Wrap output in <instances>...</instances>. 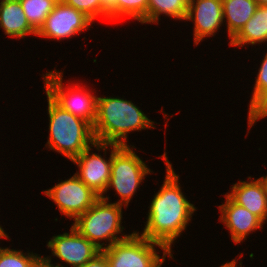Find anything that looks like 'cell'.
<instances>
[{"mask_svg": "<svg viewBox=\"0 0 267 267\" xmlns=\"http://www.w3.org/2000/svg\"><path fill=\"white\" fill-rule=\"evenodd\" d=\"M94 147L103 149L106 151L107 147H112V165H111V176L107 186L108 188L113 187L121 199L117 202L123 206H128L132 196L136 192L138 186L144 180L146 174L151 172L146 164L138 157L130 146H119L116 144H106L95 142Z\"/></svg>", "mask_w": 267, "mask_h": 267, "instance_id": "obj_5", "label": "cell"}, {"mask_svg": "<svg viewBox=\"0 0 267 267\" xmlns=\"http://www.w3.org/2000/svg\"><path fill=\"white\" fill-rule=\"evenodd\" d=\"M49 131L46 143L49 148L72 160L96 141L92 126L59 106L47 93Z\"/></svg>", "mask_w": 267, "mask_h": 267, "instance_id": "obj_3", "label": "cell"}, {"mask_svg": "<svg viewBox=\"0 0 267 267\" xmlns=\"http://www.w3.org/2000/svg\"><path fill=\"white\" fill-rule=\"evenodd\" d=\"M9 238V236L4 232L3 228L0 226V238Z\"/></svg>", "mask_w": 267, "mask_h": 267, "instance_id": "obj_29", "label": "cell"}, {"mask_svg": "<svg viewBox=\"0 0 267 267\" xmlns=\"http://www.w3.org/2000/svg\"><path fill=\"white\" fill-rule=\"evenodd\" d=\"M267 41V6L259 5L243 28L230 40V46H243Z\"/></svg>", "mask_w": 267, "mask_h": 267, "instance_id": "obj_17", "label": "cell"}, {"mask_svg": "<svg viewBox=\"0 0 267 267\" xmlns=\"http://www.w3.org/2000/svg\"><path fill=\"white\" fill-rule=\"evenodd\" d=\"M264 117H267V91L249 108V127L251 128L256 120Z\"/></svg>", "mask_w": 267, "mask_h": 267, "instance_id": "obj_24", "label": "cell"}, {"mask_svg": "<svg viewBox=\"0 0 267 267\" xmlns=\"http://www.w3.org/2000/svg\"><path fill=\"white\" fill-rule=\"evenodd\" d=\"M102 6L109 12L116 3V0H101Z\"/></svg>", "mask_w": 267, "mask_h": 267, "instance_id": "obj_27", "label": "cell"}, {"mask_svg": "<svg viewBox=\"0 0 267 267\" xmlns=\"http://www.w3.org/2000/svg\"><path fill=\"white\" fill-rule=\"evenodd\" d=\"M69 233L53 236L47 247L62 261L80 267L101 252L94 243L82 236L73 226Z\"/></svg>", "mask_w": 267, "mask_h": 267, "instance_id": "obj_10", "label": "cell"}, {"mask_svg": "<svg viewBox=\"0 0 267 267\" xmlns=\"http://www.w3.org/2000/svg\"><path fill=\"white\" fill-rule=\"evenodd\" d=\"M41 257L0 247V267H32Z\"/></svg>", "mask_w": 267, "mask_h": 267, "instance_id": "obj_21", "label": "cell"}, {"mask_svg": "<svg viewBox=\"0 0 267 267\" xmlns=\"http://www.w3.org/2000/svg\"><path fill=\"white\" fill-rule=\"evenodd\" d=\"M80 267H110L105 254L101 251L94 258Z\"/></svg>", "mask_w": 267, "mask_h": 267, "instance_id": "obj_25", "label": "cell"}, {"mask_svg": "<svg viewBox=\"0 0 267 267\" xmlns=\"http://www.w3.org/2000/svg\"><path fill=\"white\" fill-rule=\"evenodd\" d=\"M189 0H148L146 23H158L159 15L185 20Z\"/></svg>", "mask_w": 267, "mask_h": 267, "instance_id": "obj_18", "label": "cell"}, {"mask_svg": "<svg viewBox=\"0 0 267 267\" xmlns=\"http://www.w3.org/2000/svg\"><path fill=\"white\" fill-rule=\"evenodd\" d=\"M30 26L38 32L56 2L53 0H19Z\"/></svg>", "mask_w": 267, "mask_h": 267, "instance_id": "obj_19", "label": "cell"}, {"mask_svg": "<svg viewBox=\"0 0 267 267\" xmlns=\"http://www.w3.org/2000/svg\"><path fill=\"white\" fill-rule=\"evenodd\" d=\"M148 0H116L115 5L109 11V20H114L129 16L139 22L146 23V12Z\"/></svg>", "mask_w": 267, "mask_h": 267, "instance_id": "obj_20", "label": "cell"}, {"mask_svg": "<svg viewBox=\"0 0 267 267\" xmlns=\"http://www.w3.org/2000/svg\"><path fill=\"white\" fill-rule=\"evenodd\" d=\"M162 158L166 163L167 174L161 189L152 200L141 236L163 245L171 253V244L186 229L196 208L181 192L179 176L175 174L166 153Z\"/></svg>", "mask_w": 267, "mask_h": 267, "instance_id": "obj_1", "label": "cell"}, {"mask_svg": "<svg viewBox=\"0 0 267 267\" xmlns=\"http://www.w3.org/2000/svg\"><path fill=\"white\" fill-rule=\"evenodd\" d=\"M155 245L164 250L162 259L155 251ZM101 251L110 267H161L166 255L171 258L173 256L163 245L150 241L137 232Z\"/></svg>", "mask_w": 267, "mask_h": 267, "instance_id": "obj_6", "label": "cell"}, {"mask_svg": "<svg viewBox=\"0 0 267 267\" xmlns=\"http://www.w3.org/2000/svg\"><path fill=\"white\" fill-rule=\"evenodd\" d=\"M109 197L101 196L85 213L74 222L73 227L99 249L113 245L130 235L119 237L116 235L124 229L121 227L122 205L108 203ZM122 228V229H121ZM108 240L109 244L103 247L100 241Z\"/></svg>", "mask_w": 267, "mask_h": 267, "instance_id": "obj_4", "label": "cell"}, {"mask_svg": "<svg viewBox=\"0 0 267 267\" xmlns=\"http://www.w3.org/2000/svg\"><path fill=\"white\" fill-rule=\"evenodd\" d=\"M32 267H60V265L54 266L51 264V258L41 257Z\"/></svg>", "mask_w": 267, "mask_h": 267, "instance_id": "obj_26", "label": "cell"}, {"mask_svg": "<svg viewBox=\"0 0 267 267\" xmlns=\"http://www.w3.org/2000/svg\"><path fill=\"white\" fill-rule=\"evenodd\" d=\"M262 183L264 184L265 190H266V194H267V176L266 177H261L260 178Z\"/></svg>", "mask_w": 267, "mask_h": 267, "instance_id": "obj_30", "label": "cell"}, {"mask_svg": "<svg viewBox=\"0 0 267 267\" xmlns=\"http://www.w3.org/2000/svg\"><path fill=\"white\" fill-rule=\"evenodd\" d=\"M185 20L194 21V43L198 45L204 37L213 36L222 25V0H189Z\"/></svg>", "mask_w": 267, "mask_h": 267, "instance_id": "obj_11", "label": "cell"}, {"mask_svg": "<svg viewBox=\"0 0 267 267\" xmlns=\"http://www.w3.org/2000/svg\"><path fill=\"white\" fill-rule=\"evenodd\" d=\"M0 27L6 35L13 38H24L27 34L37 35L28 23L19 0H1Z\"/></svg>", "mask_w": 267, "mask_h": 267, "instance_id": "obj_15", "label": "cell"}, {"mask_svg": "<svg viewBox=\"0 0 267 267\" xmlns=\"http://www.w3.org/2000/svg\"><path fill=\"white\" fill-rule=\"evenodd\" d=\"M44 194L57 204L62 214L74 221L100 198L76 175L45 190Z\"/></svg>", "mask_w": 267, "mask_h": 267, "instance_id": "obj_8", "label": "cell"}, {"mask_svg": "<svg viewBox=\"0 0 267 267\" xmlns=\"http://www.w3.org/2000/svg\"><path fill=\"white\" fill-rule=\"evenodd\" d=\"M232 192L227 194L235 203L245 207L263 223L267 219V194L261 179L239 181L233 184Z\"/></svg>", "mask_w": 267, "mask_h": 267, "instance_id": "obj_14", "label": "cell"}, {"mask_svg": "<svg viewBox=\"0 0 267 267\" xmlns=\"http://www.w3.org/2000/svg\"><path fill=\"white\" fill-rule=\"evenodd\" d=\"M153 121L131 101L97 97L96 119L92 126L96 142L127 146V134L155 128Z\"/></svg>", "mask_w": 267, "mask_h": 267, "instance_id": "obj_2", "label": "cell"}, {"mask_svg": "<svg viewBox=\"0 0 267 267\" xmlns=\"http://www.w3.org/2000/svg\"><path fill=\"white\" fill-rule=\"evenodd\" d=\"M91 146L71 161L77 164L80 173L75 175L100 197L107 192L111 176L112 150L109 160L96 153L90 155Z\"/></svg>", "mask_w": 267, "mask_h": 267, "instance_id": "obj_12", "label": "cell"}, {"mask_svg": "<svg viewBox=\"0 0 267 267\" xmlns=\"http://www.w3.org/2000/svg\"><path fill=\"white\" fill-rule=\"evenodd\" d=\"M53 1H55L56 3L64 2V0H53Z\"/></svg>", "mask_w": 267, "mask_h": 267, "instance_id": "obj_32", "label": "cell"}, {"mask_svg": "<svg viewBox=\"0 0 267 267\" xmlns=\"http://www.w3.org/2000/svg\"><path fill=\"white\" fill-rule=\"evenodd\" d=\"M64 2L85 13L93 21L98 16L109 19V12L102 6L101 0H64Z\"/></svg>", "mask_w": 267, "mask_h": 267, "instance_id": "obj_22", "label": "cell"}, {"mask_svg": "<svg viewBox=\"0 0 267 267\" xmlns=\"http://www.w3.org/2000/svg\"><path fill=\"white\" fill-rule=\"evenodd\" d=\"M93 22L85 13L76 10L65 2L56 3L47 16L37 36L53 39H65L87 29Z\"/></svg>", "mask_w": 267, "mask_h": 267, "instance_id": "obj_9", "label": "cell"}, {"mask_svg": "<svg viewBox=\"0 0 267 267\" xmlns=\"http://www.w3.org/2000/svg\"><path fill=\"white\" fill-rule=\"evenodd\" d=\"M46 93L64 110L87 121L93 126L96 119L97 97L91 95L83 86L74 84L65 88L62 73L50 71L44 75ZM65 89V90H64Z\"/></svg>", "mask_w": 267, "mask_h": 267, "instance_id": "obj_7", "label": "cell"}, {"mask_svg": "<svg viewBox=\"0 0 267 267\" xmlns=\"http://www.w3.org/2000/svg\"><path fill=\"white\" fill-rule=\"evenodd\" d=\"M255 0H222L223 18H226L229 38H233L254 15Z\"/></svg>", "mask_w": 267, "mask_h": 267, "instance_id": "obj_16", "label": "cell"}, {"mask_svg": "<svg viewBox=\"0 0 267 267\" xmlns=\"http://www.w3.org/2000/svg\"><path fill=\"white\" fill-rule=\"evenodd\" d=\"M258 5H263V6H267V0H255Z\"/></svg>", "mask_w": 267, "mask_h": 267, "instance_id": "obj_31", "label": "cell"}, {"mask_svg": "<svg viewBox=\"0 0 267 267\" xmlns=\"http://www.w3.org/2000/svg\"><path fill=\"white\" fill-rule=\"evenodd\" d=\"M236 264H237L236 259H234L231 262L225 263L221 267H236Z\"/></svg>", "mask_w": 267, "mask_h": 267, "instance_id": "obj_28", "label": "cell"}, {"mask_svg": "<svg viewBox=\"0 0 267 267\" xmlns=\"http://www.w3.org/2000/svg\"><path fill=\"white\" fill-rule=\"evenodd\" d=\"M226 203L219 206L221 222L231 232L232 240L237 244L246 239L250 232L262 228L263 222L248 209L235 203L227 194Z\"/></svg>", "mask_w": 267, "mask_h": 267, "instance_id": "obj_13", "label": "cell"}, {"mask_svg": "<svg viewBox=\"0 0 267 267\" xmlns=\"http://www.w3.org/2000/svg\"><path fill=\"white\" fill-rule=\"evenodd\" d=\"M253 91L249 107H251L267 91V53L260 66Z\"/></svg>", "mask_w": 267, "mask_h": 267, "instance_id": "obj_23", "label": "cell"}]
</instances>
